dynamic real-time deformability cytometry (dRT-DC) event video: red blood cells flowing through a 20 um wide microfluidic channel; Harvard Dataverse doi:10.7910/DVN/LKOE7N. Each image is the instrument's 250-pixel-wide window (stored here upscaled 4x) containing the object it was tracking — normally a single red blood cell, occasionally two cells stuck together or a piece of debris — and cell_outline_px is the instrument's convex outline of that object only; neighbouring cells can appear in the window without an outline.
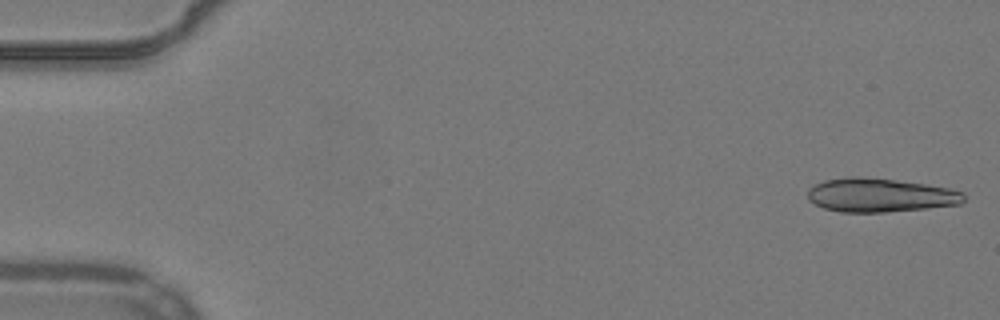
{"species": "common noctule bat (a hibernating species)", "species_latin": "Nyctalus noctula", "temperature_condition": "warm", "stored_images_in_passage": 16, "camera_frame_rate_fps": 3000, "um_per_image_px": 0.085, "animal": {"sex": "male", "body_mass_g": 19.2, "forearm_length_mm": 51.8}, "frame": {"image": 1, "passage_image": 1, "time_ms": 0.0, "image_size_px": [1000, 320], "cell_outline_px": [[964, 200], [960, 204], [928, 208], [884, 212], [840, 212], [824, 208], [808, 200], [808, 188], [824, 180], [848, 176], [856, 176], [896, 180], [924, 184], [948, 188], [964, 192]], "centroid_in_image_um": [74.78, 16.59], "position_along_channel_um": 10.2, "area_um2": 30.69}}